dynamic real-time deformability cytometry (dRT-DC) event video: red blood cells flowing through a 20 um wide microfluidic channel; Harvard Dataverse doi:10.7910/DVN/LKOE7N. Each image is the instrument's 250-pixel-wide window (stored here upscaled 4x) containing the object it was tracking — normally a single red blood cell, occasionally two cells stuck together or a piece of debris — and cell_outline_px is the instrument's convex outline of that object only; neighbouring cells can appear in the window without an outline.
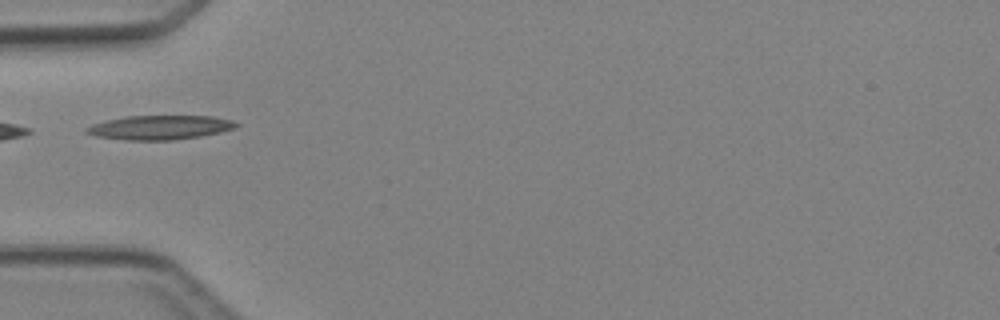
{"species": "Egyptian fruit bat (a non-hibernating species)", "species_latin": "Rousettus aegyptiacus", "temperature_condition": "cold", "stored_images_in_passage": 5, "camera_frame_rate_fps": 3000, "um_per_image_px": 0.085, "animal": {"sex": "female"}, "frame": {"image": 1, "passage_image": 5, "time_ms": 4.667, "image_size_px": [1000, 320], "cell_outline_px": [[240, 124], [236, 128], [220, 132], [200, 136], [172, 140], [124, 140], [96, 136], [84, 132], [84, 128], [92, 124], [124, 116], [212, 116], [232, 120]], "centroid_in_image_um": [13.58, 10.83], "position_along_channel_um": 71.4, "area_um2": 21.15}}